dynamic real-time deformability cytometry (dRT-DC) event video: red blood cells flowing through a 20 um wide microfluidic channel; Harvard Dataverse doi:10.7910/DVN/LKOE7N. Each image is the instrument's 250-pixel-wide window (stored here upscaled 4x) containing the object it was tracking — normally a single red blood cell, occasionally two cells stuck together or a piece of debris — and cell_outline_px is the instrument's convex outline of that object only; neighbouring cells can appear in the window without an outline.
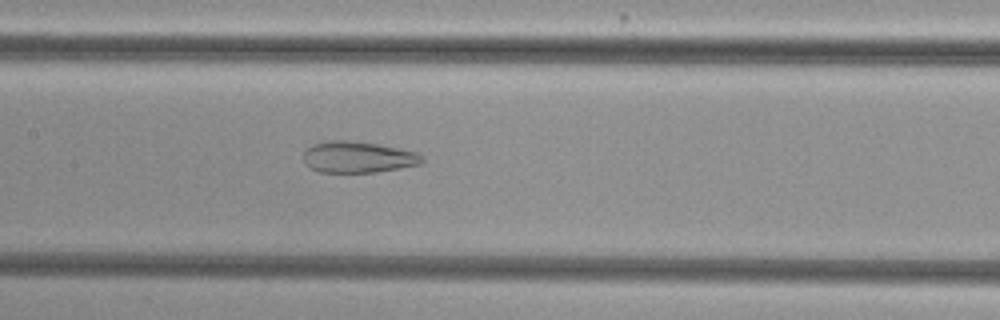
{"species": "common noctule bat (a hibernating species)", "species_latin": "Nyctalus noctula", "temperature_condition": "cold", "stored_images_in_passage": 46, "camera_frame_rate_fps": 3000, "um_per_image_px": 0.085, "animal": {"sex": "female", "body_mass_g": 29.2, "forearm_length_mm": 56.3}, "frame": {"image": 1, "passage_image": 19, "time_ms": 6.0, "image_size_px": [1000, 320], "cell_outline_px": [[424, 160], [420, 164], [400, 168], [376, 172], [320, 172], [304, 164], [304, 152], [312, 144], [328, 140], [348, 140], [380, 144], [416, 152], [424, 156]], "centroid_in_image_um": [30.43, 13.34], "position_along_channel_um": 177.0, "area_um2": 21.73}}
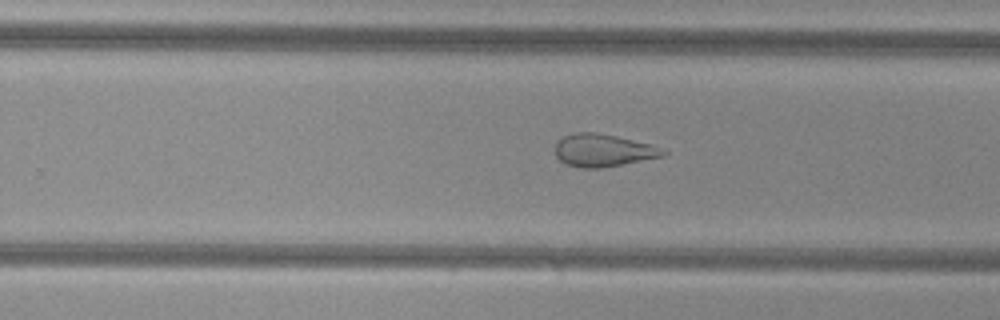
{"frame": {"image": 2, "passage_image": 27, "time_ms": 8.667, "image_size_px": [1000, 320], "cell_outline_px": [[668, 152], [664, 156], [600, 168], [580, 168], [568, 164], [560, 160], [556, 156], [556, 140], [572, 132], [596, 132], [616, 136], [652, 144]], "centroid_in_image_um": [51.25, 12.76], "position_along_channel_um": 278.6, "area_um2": 20.46}}
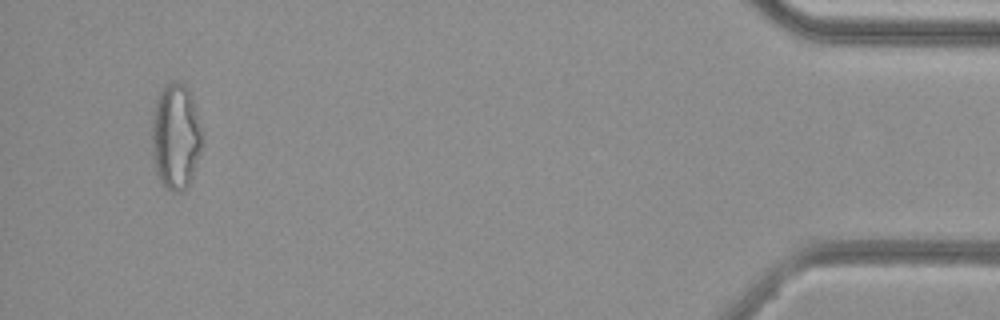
{"frame": {"image": 3, "passage_image": 44, "time_ms": 14.333, "image_size_px": [1000, 320], "cell_outline_px": [[204, 132], [200, 152], [188, 188], [180, 192], [172, 192], [160, 180], [156, 172], [152, 156], [152, 116], [156, 100], [164, 84], [172, 80], [184, 84], [188, 88], [192, 96]], "centroid_in_image_um": [14.95, 11.58], "position_along_channel_um": 420.3, "area_um2": 31.56}, "authors_computed_cell_mechanics": {"area_um2": 26.8481, "velocity_mm_per_s": 3.8171, "shape_relaxation_time_tau1_ms": null, "shape_relaxation_time_tau2_ms": 1.8584, "deformation_change_tau1": null, "deformation_change_tau2": 0.1089}}